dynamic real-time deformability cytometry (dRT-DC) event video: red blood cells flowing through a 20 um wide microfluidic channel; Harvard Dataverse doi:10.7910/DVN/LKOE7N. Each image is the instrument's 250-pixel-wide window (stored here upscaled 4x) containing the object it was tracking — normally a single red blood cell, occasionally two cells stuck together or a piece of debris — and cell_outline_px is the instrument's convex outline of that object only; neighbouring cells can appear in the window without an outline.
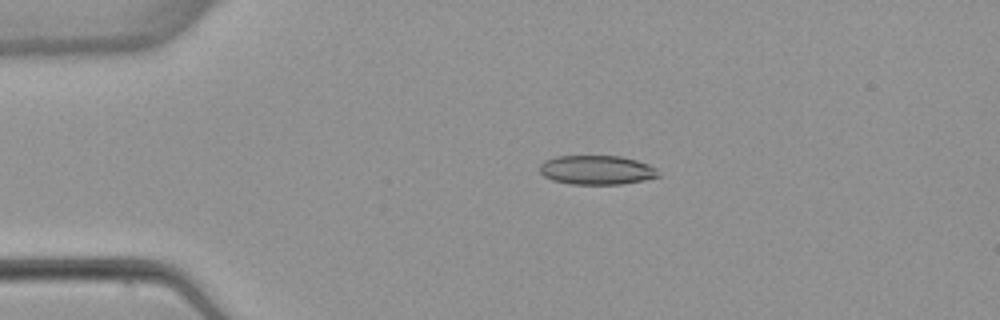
{"species": "common noctule bat (a hibernating species)", "species_latin": "Nyctalus noctula", "temperature_condition": "warm", "stored_images_in_passage": 4, "camera_frame_rate_fps": 3000, "um_per_image_px": 0.085, "animal": {"sex": "female", "body_mass_g": 22.7, "forearm_length_mm": 54.2}, "frame": {"image": 1, "passage_image": 3, "time_ms": 2.667, "image_size_px": [1000, 320], "cell_outline_px": [[660, 176], [644, 180], [620, 184], [568, 184], [552, 180], [544, 176], [540, 172], [540, 164], [544, 160], [556, 156], [620, 156], [636, 160], [648, 164], [656, 168]], "centroid_in_image_um": [50.7, 14.45], "position_along_channel_um": 34.3, "area_um2": 20.23}}